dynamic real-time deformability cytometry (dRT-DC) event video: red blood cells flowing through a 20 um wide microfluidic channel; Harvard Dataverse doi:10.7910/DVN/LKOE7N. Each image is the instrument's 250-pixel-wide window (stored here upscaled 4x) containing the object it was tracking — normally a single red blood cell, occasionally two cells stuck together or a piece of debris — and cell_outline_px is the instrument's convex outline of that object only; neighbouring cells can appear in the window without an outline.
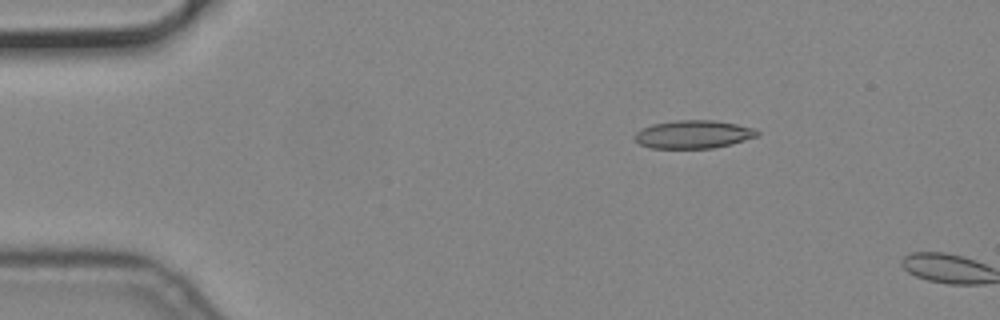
{"species": "common noctule bat (a hibernating species)", "species_latin": "Nyctalus noctula", "temperature_condition": "cold", "stored_images_in_passage": 4, "camera_frame_rate_fps": 3000, "um_per_image_px": 0.085, "animal": {"sex": "male", "body_mass_g": 19.2, "forearm_length_mm": 51.8}, "frame": {"image": 1, "passage_image": 3, "time_ms": 0.667, "image_size_px": [1000, 320], "cell_outline_px": [[760, 132], [756, 136], [732, 144], [712, 148], [652, 148], [640, 144], [632, 136], [640, 128], [652, 124], [676, 120], [712, 120], [736, 124], [752, 128]], "centroid_in_image_um": [58.88, 11.42], "position_along_channel_um": 26.1, "area_um2": 20.0}}